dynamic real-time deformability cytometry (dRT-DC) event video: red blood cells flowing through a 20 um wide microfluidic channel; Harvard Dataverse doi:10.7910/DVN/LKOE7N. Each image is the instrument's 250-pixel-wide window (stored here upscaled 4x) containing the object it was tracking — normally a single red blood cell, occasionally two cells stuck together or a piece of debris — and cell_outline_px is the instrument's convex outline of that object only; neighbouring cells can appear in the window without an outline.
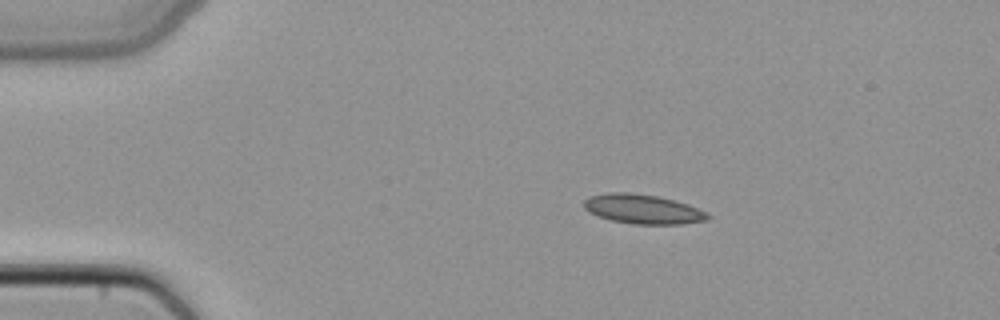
{"species": "common noctule bat (a hibernating species)", "species_latin": "Nyctalus noctula", "temperature_condition": "cold", "stored_images_in_passage": 41, "camera_frame_rate_fps": 3000, "um_per_image_px": 0.085, "animal": {"sex": "female", "body_mass_g": 22.7, "forearm_length_mm": 54.2}, "frame": {"image": 1, "passage_image": 1, "time_ms": 0.0, "image_size_px": [1000, 320], "cell_outline_px": [[712, 216], [708, 220], [680, 224], [632, 224], [612, 220], [588, 212], [584, 208], [584, 200], [588, 196], [608, 192], [628, 192], [656, 196], [688, 204]], "centroid_in_image_um": [54.61, 17.77], "position_along_channel_um": 30.4, "area_um2": 21.1}}
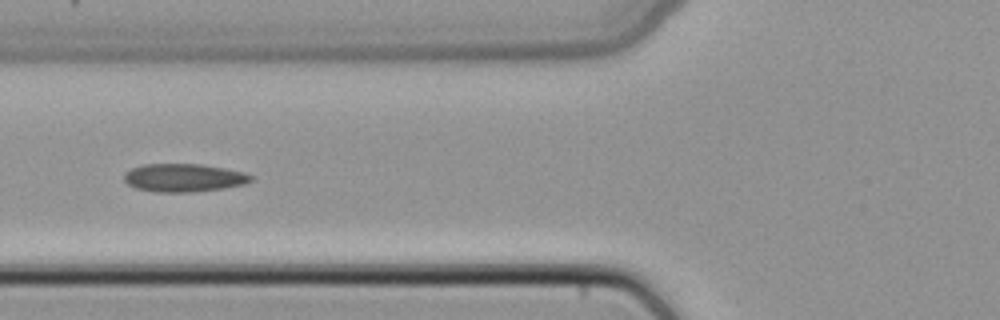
{"frame": {"image": 2, "passage_image": 11, "time_ms": 3.333, "image_size_px": [1000, 320], "cell_outline_px": [[252, 180], [244, 184], [224, 188], [192, 192], [156, 192], [136, 188], [128, 184], [124, 180], [124, 172], [132, 168], [144, 164], [200, 164], [224, 168], [244, 172], [252, 176]], "centroid_in_image_um": [15.6, 15.11], "position_along_channel_um": 110.2, "area_um2": 20.75}}
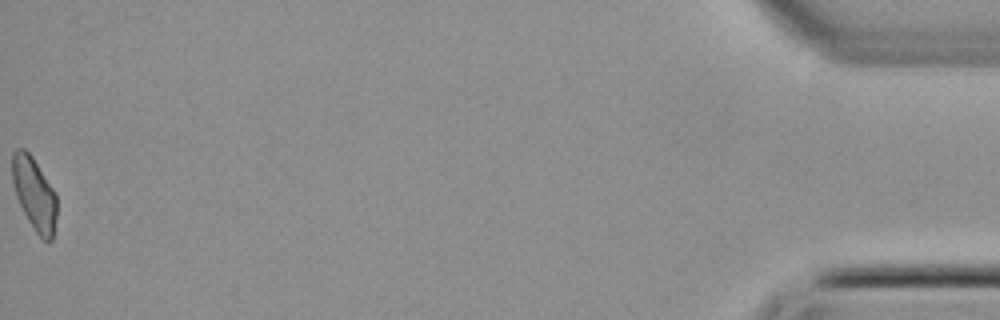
{"frame": {"image": 3, "passage_image": 41, "time_ms": 13.333, "image_size_px": [1000, 320], "cell_outline_px": [[56, 220], [52, 240], [48, 244], [36, 232], [28, 220], [16, 196], [12, 184], [12, 152], [16, 148], [24, 148], [32, 156], [56, 192]], "centroid_in_image_um": [2.92, 16.46], "position_along_channel_um": 432.3, "area_um2": 19.02}}